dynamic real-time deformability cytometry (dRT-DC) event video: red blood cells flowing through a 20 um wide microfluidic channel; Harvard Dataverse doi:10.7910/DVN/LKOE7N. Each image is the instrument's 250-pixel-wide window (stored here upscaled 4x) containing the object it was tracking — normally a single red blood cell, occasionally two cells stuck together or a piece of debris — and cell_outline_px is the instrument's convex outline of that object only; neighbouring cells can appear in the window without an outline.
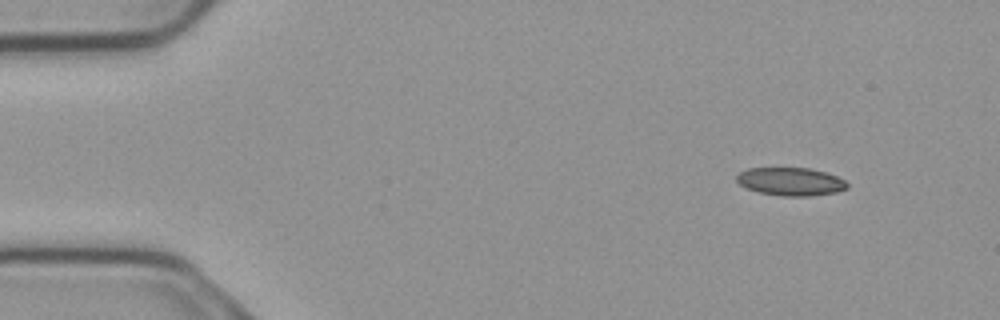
{"species": "common noctule bat (a hibernating species)", "species_latin": "Nyctalus noctula", "temperature_condition": "cold", "stored_images_in_passage": 4, "camera_frame_rate_fps": 3000, "um_per_image_px": 0.085, "animal": {"sex": "male", "body_mass_g": 23.1, "forearm_length_mm": 52.7}, "frame": {"image": 1, "passage_image": 1, "time_ms": 0.0, "image_size_px": [1000, 320], "cell_outline_px": [[848, 188], [836, 192], [808, 196], [780, 196], [756, 192], [740, 184], [736, 180], [736, 176], [740, 172], [748, 168], [808, 168], [824, 172], [836, 176], [844, 180], [848, 184]], "centroid_in_image_um": [67.19, 15.44], "position_along_channel_um": 17.8, "area_um2": 18.03}}